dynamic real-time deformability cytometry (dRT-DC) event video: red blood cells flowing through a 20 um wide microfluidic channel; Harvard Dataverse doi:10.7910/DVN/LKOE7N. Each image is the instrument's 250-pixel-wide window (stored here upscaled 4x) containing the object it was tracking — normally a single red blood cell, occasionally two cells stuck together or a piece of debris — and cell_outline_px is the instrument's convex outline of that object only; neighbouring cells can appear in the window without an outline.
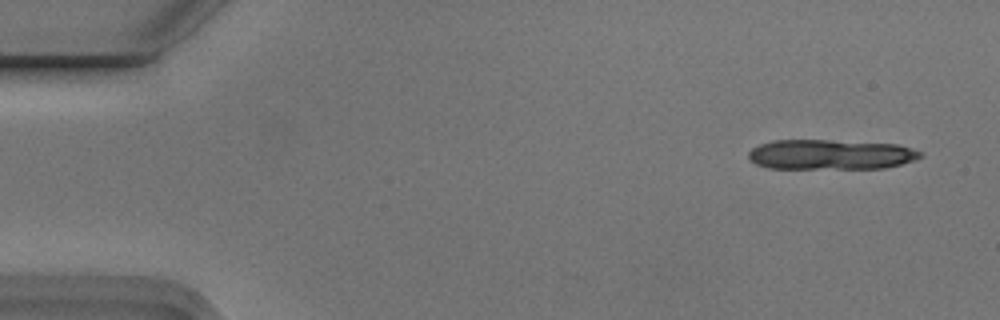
{"species": "Egyptian fruit bat (a non-hibernating species)", "species_latin": "Rousettus aegyptiacus", "temperature_condition": "cold", "stored_images_in_passage": 4, "camera_frame_rate_fps": 3000, "um_per_image_px": 0.085, "animal": {"sex": "male"}, "frame": {"image": 1, "passage_image": 1, "time_ms": 0.0, "image_size_px": [1000, 320], "cell_outline_px": [[924, 156], [916, 160], [884, 168], [768, 168], [756, 164], [748, 156], [748, 152], [752, 148], [760, 144], [772, 140], [828, 140], [900, 144], [924, 152]], "centroid_in_image_um": [70.65, 13.13], "position_along_channel_um": 14.3, "area_um2": 30.23}}